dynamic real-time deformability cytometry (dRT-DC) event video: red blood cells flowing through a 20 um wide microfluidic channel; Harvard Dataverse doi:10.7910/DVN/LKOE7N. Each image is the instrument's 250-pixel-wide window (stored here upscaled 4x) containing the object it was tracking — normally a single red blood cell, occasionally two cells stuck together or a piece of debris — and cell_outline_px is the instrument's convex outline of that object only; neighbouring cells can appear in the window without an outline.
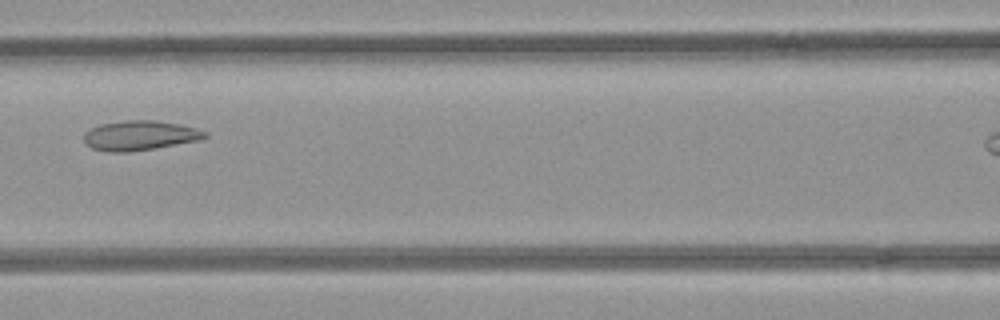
{"species": "common noctule bat (a hibernating species)", "species_latin": "Nyctalus noctula", "temperature_condition": "room temperature", "stored_images_in_passage": 7, "camera_frame_rate_fps": 3000, "um_per_image_px": 0.085, "animal": {"sex": "female", "body_mass_g": 21.9}, "frame": {"image": 1, "passage_image": 6, "time_ms": 1.667, "image_size_px": [1000, 320], "cell_outline_px": [[208, 136], [200, 140], [128, 152], [108, 152], [92, 148], [84, 140], [84, 132], [100, 124], [124, 120], [156, 120], [180, 124], [196, 128], [208, 132]], "centroid_in_image_um": [11.9, 11.5], "position_along_channel_um": 154.7, "area_um2": 20.87}}